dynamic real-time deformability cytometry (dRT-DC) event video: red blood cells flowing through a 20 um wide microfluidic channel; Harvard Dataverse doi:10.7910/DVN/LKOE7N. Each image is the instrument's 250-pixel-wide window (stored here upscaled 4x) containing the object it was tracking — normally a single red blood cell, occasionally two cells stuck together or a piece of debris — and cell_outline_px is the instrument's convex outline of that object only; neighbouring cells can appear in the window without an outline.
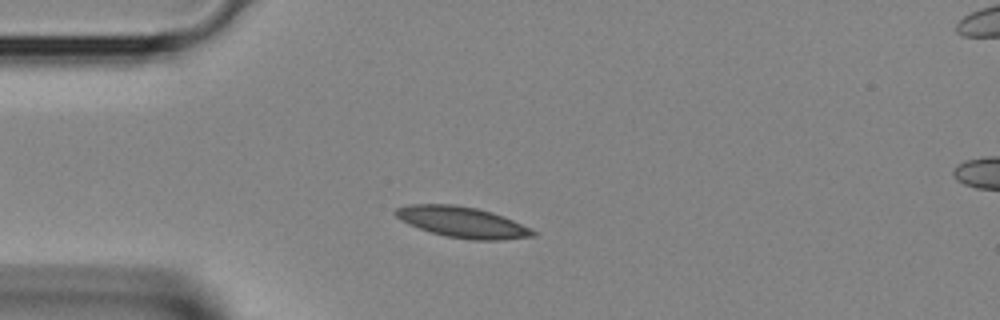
{"species": "Egyptian fruit bat (a non-hibernating species)", "species_latin": "Rousettus aegyptiacus", "temperature_condition": "room temperature", "stored_images_in_passage": 36, "camera_frame_rate_fps": 3000, "um_per_image_px": 0.085, "animal": {"sex": "female"}, "frame": {"image": 1, "passage_image": 6, "time_ms": 1.667, "image_size_px": [1000, 320], "cell_outline_px": [[536, 236], [500, 240], [472, 240], [444, 236], [408, 224], [396, 216], [392, 212], [396, 208], [408, 204], [452, 204], [476, 208], [492, 212], [504, 216], [536, 232]], "centroid_in_image_um": [39.27, 18.88], "position_along_channel_um": 45.7, "area_um2": 24.57}}
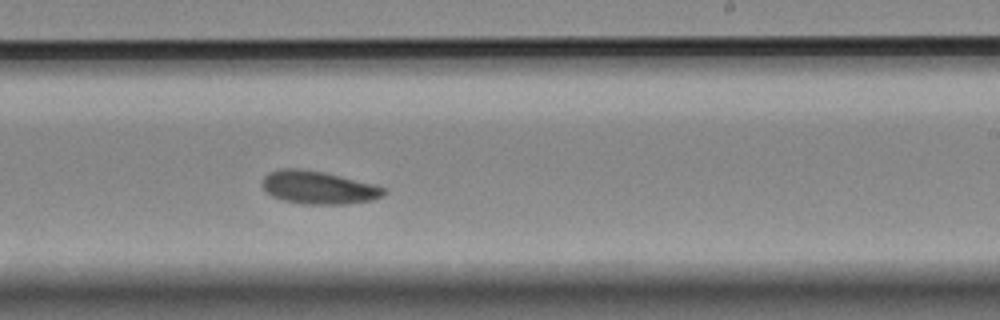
{"frame": {"image": 2, "passage_image": 20, "time_ms": 6.333, "image_size_px": [1000, 320], "cell_outline_px": [[388, 192], [384, 196], [372, 200], [344, 204], [304, 204], [284, 200], [272, 196], [264, 192], [264, 176], [268, 172], [280, 168], [300, 168], [324, 172], [376, 184], [384, 188]], "centroid_in_image_um": [27.09, 15.93], "position_along_channel_um": 261.9, "area_um2": 23.52}}
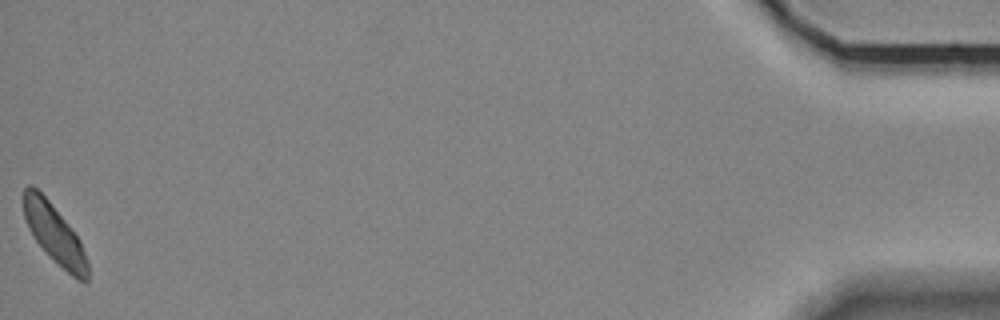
{"frame": {"image": 3, "passage_image": 36, "time_ms": 11.667, "image_size_px": [1000, 320], "cell_outline_px": [[88, 280], [80, 280], [72, 276], [36, 240], [28, 228], [24, 216], [24, 188], [28, 184], [32, 184], [48, 200], [80, 240], [88, 260]], "centroid_in_image_um": [4.63, 19.85], "position_along_channel_um": 430.6, "area_um2": 21.1}}